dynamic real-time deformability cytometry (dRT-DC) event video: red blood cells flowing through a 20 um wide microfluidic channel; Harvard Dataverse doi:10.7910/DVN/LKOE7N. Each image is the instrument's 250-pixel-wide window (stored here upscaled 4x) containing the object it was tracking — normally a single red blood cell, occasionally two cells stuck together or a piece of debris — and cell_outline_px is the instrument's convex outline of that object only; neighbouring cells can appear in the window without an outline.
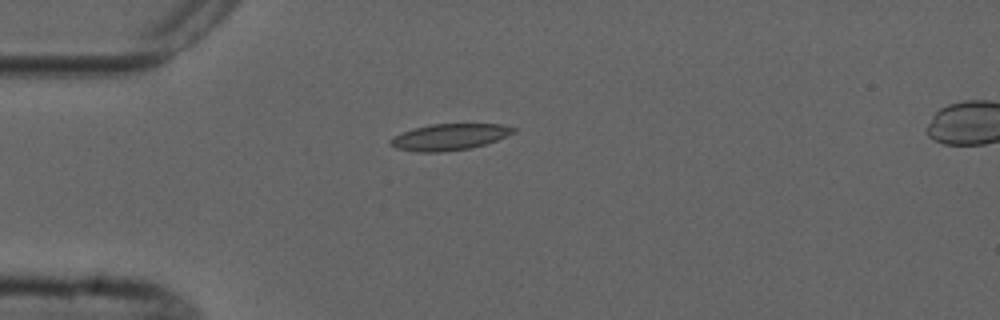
{"species": "common noctule bat (a hibernating species)", "species_latin": "Nyctalus noctula", "temperature_condition": "cold", "stored_images_in_passage": 2, "camera_frame_rate_fps": 3000, "um_per_image_px": 0.085, "animal": {"sex": "male", "forearm_length_mm": 52.5}, "frame": {"image": 1, "passage_image": 1, "time_ms": 0.0, "image_size_px": [1000, 320], "cell_outline_px": [[516, 132], [496, 140], [484, 144], [468, 148], [444, 152], [416, 152], [396, 148], [388, 144], [388, 140], [392, 136], [400, 132], [428, 124], [504, 124], [516, 128]], "centroid_in_image_um": [38.14, 11.64], "position_along_channel_um": 46.9, "area_um2": 19.07}}